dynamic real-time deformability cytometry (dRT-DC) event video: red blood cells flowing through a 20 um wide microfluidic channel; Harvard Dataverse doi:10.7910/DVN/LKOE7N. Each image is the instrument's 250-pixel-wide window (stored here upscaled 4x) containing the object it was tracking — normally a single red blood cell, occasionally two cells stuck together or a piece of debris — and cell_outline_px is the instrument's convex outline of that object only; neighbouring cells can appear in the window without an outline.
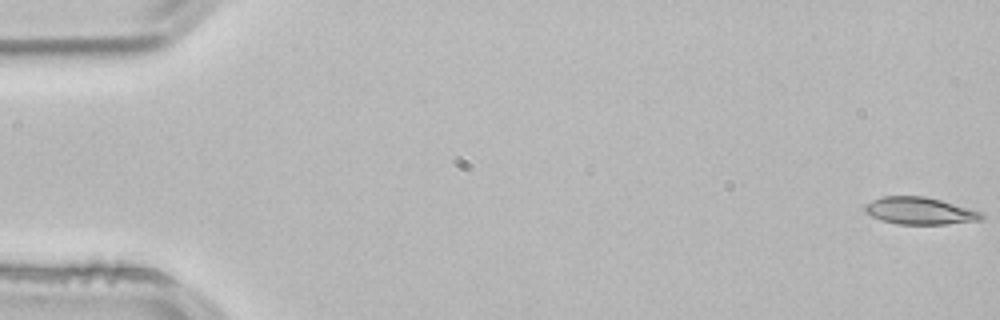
{"species": "common noctule bat (a hibernating species)", "species_latin": "Nyctalus noctula", "temperature_condition": "room temperature", "stored_images_in_passage": 54, "camera_frame_rate_fps": 3000, "um_per_image_px": 0.085, "animal": {"sex": "male", "body_mass_g": 21.5, "forearm_length_mm": 52.0}, "frame": {"image": 1, "passage_image": 1, "time_ms": 0.0, "image_size_px": [1000, 320], "cell_outline_px": [[984, 216], [980, 220], [948, 224], [896, 224], [872, 216], [864, 212], [864, 204], [872, 200], [884, 196], [924, 196], [940, 200], [984, 212]], "centroid_in_image_um": [78.18, 17.92], "position_along_channel_um": 6.8, "area_um2": 18.44}}
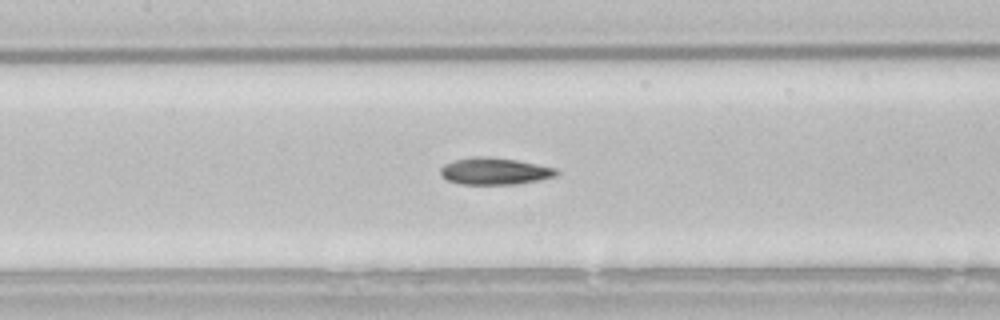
{"frame": {"image": 2, "passage_image": 25, "time_ms": 8.0, "image_size_px": [1000, 320], "cell_outline_px": [[560, 172], [556, 176], [516, 184], [460, 184], [448, 180], [440, 176], [440, 168], [444, 164], [452, 160], [476, 156], [488, 156], [516, 160], [556, 168]], "centroid_in_image_um": [42.0, 14.54], "position_along_channel_um": 165.4, "area_um2": 18.21}}
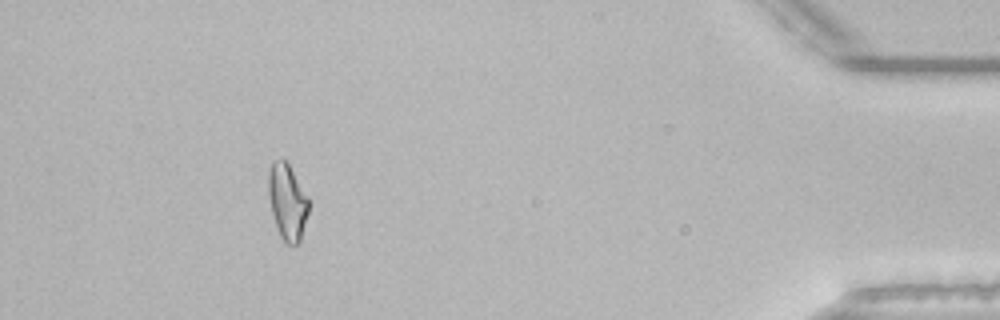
{"frame": {"image": 3, "passage_image": 49, "time_ms": 16.0, "image_size_px": [1000, 320], "cell_outline_px": [[308, 212], [300, 240], [296, 244], [288, 244], [280, 236], [272, 212], [268, 196], [268, 172], [272, 160], [280, 156], [288, 164], [308, 196]], "centroid_in_image_um": [24.4, 17.09], "position_along_channel_um": 410.8, "area_um2": 17.69}, "authors_computed_cell_mechanics": {"area_um2": 18.0047, "velocity_mm_per_s": 3.8327, "shape_relaxation_time_tau1_ms": 6.2484, "shape_relaxation_time_tau2_ms": 6.0863, "deformation_change_tau1": 0.1765, "deformation_change_tau2": 0.1615}}